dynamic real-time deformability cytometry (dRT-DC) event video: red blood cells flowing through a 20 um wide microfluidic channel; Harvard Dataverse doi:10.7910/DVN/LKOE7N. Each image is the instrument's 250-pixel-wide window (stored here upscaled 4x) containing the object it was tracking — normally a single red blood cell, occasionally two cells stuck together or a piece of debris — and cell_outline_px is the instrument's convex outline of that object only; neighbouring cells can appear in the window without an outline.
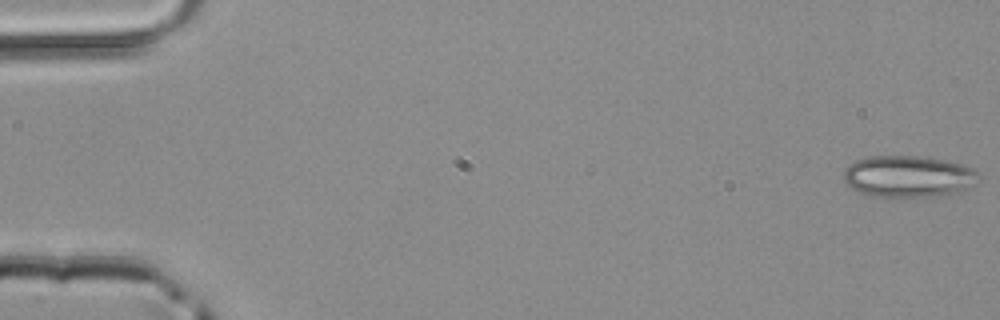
{"species": "common noctule bat (a hibernating species)", "species_latin": "Nyctalus noctula", "temperature_condition": "room temperature", "stored_images_in_passage": 49, "camera_frame_rate_fps": 3000, "um_per_image_px": 0.085, "animal": {"sex": "male", "body_mass_g": 20.4}, "frame": {"image": 1, "passage_image": 1, "time_ms": 0.0, "image_size_px": [1000, 320], "cell_outline_px": [[980, 180], [964, 192], [936, 196], [896, 200], [872, 196], [860, 192], [852, 188], [844, 180], [844, 168], [848, 164], [856, 160], [868, 156], [920, 156], [944, 160], [964, 164], [976, 168], [980, 176]], "centroid_in_image_um": [77.26, 15.03], "position_along_channel_um": 7.7, "area_um2": 34.1}}
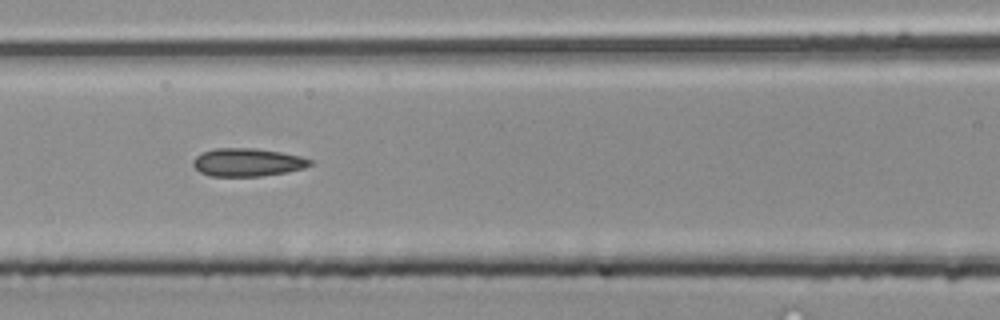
{"frame": {"image": 2, "passage_image": 22, "time_ms": 7.0, "image_size_px": [1000, 320], "cell_outline_px": [[312, 164], [304, 168], [284, 172], [260, 176], [208, 176], [200, 172], [192, 164], [192, 160], [200, 152], [216, 148], [256, 148], [280, 152], [300, 156], [312, 160]], "centroid_in_image_um": [20.99, 13.79], "position_along_channel_um": 145.6, "area_um2": 19.13}}
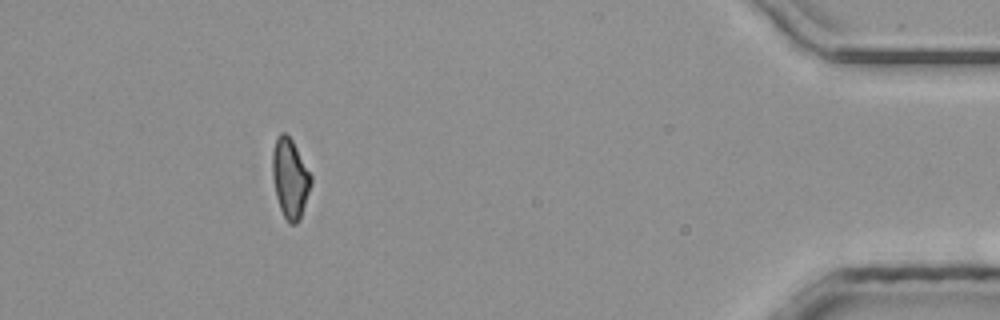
{"frame": {"image": 3, "passage_image": 45, "time_ms": 14.667, "image_size_px": [1000, 320], "cell_outline_px": [[312, 184], [300, 220], [296, 224], [288, 224], [280, 208], [276, 196], [272, 176], [272, 152], [276, 136], [280, 132], [284, 132], [292, 140], [312, 176]], "centroid_in_image_um": [24.65, 15.17], "position_along_channel_um": 410.5, "area_um2": 18.03}}